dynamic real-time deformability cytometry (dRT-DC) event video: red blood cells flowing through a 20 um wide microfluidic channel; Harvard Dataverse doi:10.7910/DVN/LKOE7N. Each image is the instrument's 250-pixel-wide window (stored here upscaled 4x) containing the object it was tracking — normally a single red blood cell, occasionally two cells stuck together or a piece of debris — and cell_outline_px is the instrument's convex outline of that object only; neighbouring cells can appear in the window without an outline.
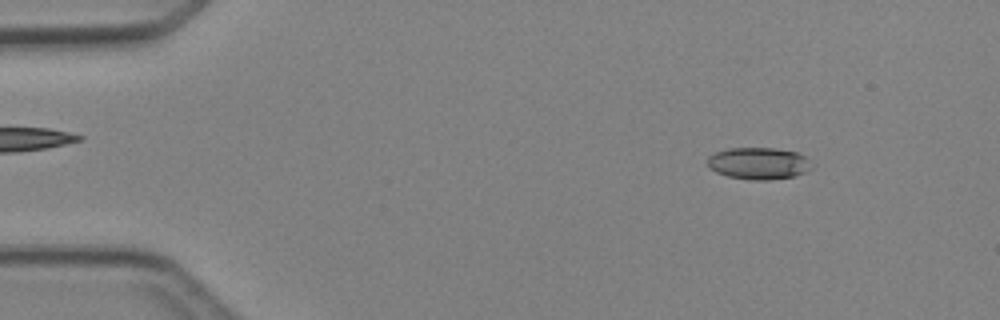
{"species": "Egyptian fruit bat (a non-hibernating species)", "species_latin": "Rousettus aegyptiacus", "temperature_condition": "cold", "stored_images_in_passage": 3, "camera_frame_rate_fps": 3000, "um_per_image_px": 0.085, "animal": {"sex": "female"}, "frame": {"image": 1, "passage_image": 1, "time_ms": 0.0, "image_size_px": [1000, 320], "cell_outline_px": [[812, 168], [796, 176], [768, 180], [752, 180], [728, 176], [716, 172], [708, 168], [708, 156], [716, 152], [728, 148], [776, 148], [796, 152], [804, 156], [808, 160]], "centroid_in_image_um": [64.46, 13.89], "position_along_channel_um": 20.5, "area_um2": 19.36}}